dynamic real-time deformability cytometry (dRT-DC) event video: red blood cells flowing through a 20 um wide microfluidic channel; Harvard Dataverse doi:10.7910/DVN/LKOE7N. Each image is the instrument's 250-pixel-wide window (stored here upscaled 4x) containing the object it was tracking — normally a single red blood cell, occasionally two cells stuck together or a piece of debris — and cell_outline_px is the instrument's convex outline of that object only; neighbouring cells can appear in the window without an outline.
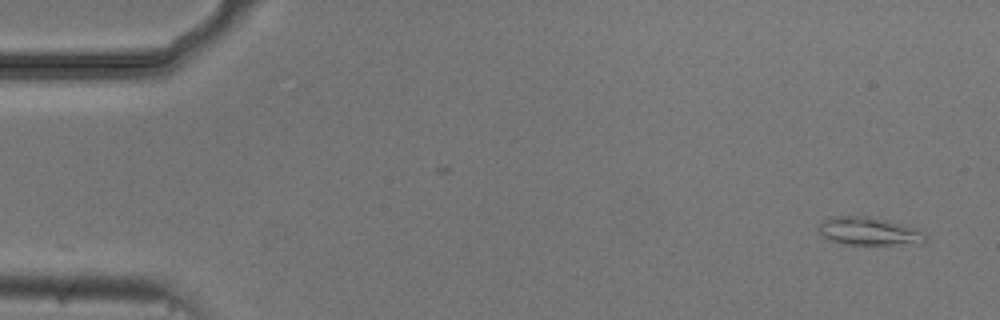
{"species": "common noctule bat (a hibernating species)", "species_latin": "Nyctalus noctula", "temperature_condition": "cold", "stored_images_in_passage": 18, "camera_frame_rate_fps": 3000, "um_per_image_px": 0.085, "animal": {"sex": "male", "body_mass_g": 20.5, "forearm_length_mm": 52.5}, "frame": {"image": 1, "passage_image": 1, "time_ms": 0.0, "image_size_px": [1000, 320], "cell_outline_px": [[928, 240], [924, 244], [848, 244], [832, 240], [824, 236], [820, 232], [820, 224], [824, 220], [836, 216], [868, 216], [888, 220], [904, 224], [916, 228], [924, 232], [928, 236]], "centroid_in_image_um": [73.99, 19.65], "position_along_channel_um": 11.0, "area_um2": 17.4}}
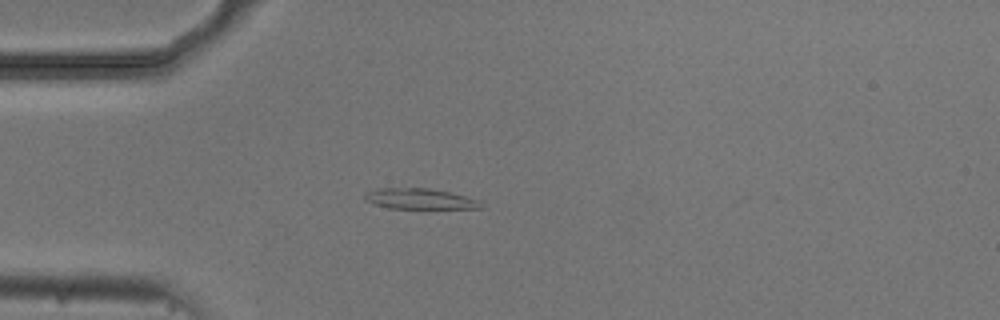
{"frame": {"image": 2, "passage_image": 13, "time_ms": 4.0, "image_size_px": [1000, 320], "cell_outline_px": [[484, 208], [388, 208], [364, 200], [364, 192], [376, 188], [428, 188], [448, 192], [480, 200]], "centroid_in_image_um": [35.64, 16.89], "position_along_channel_um": 49.4, "area_um2": 13.87}}
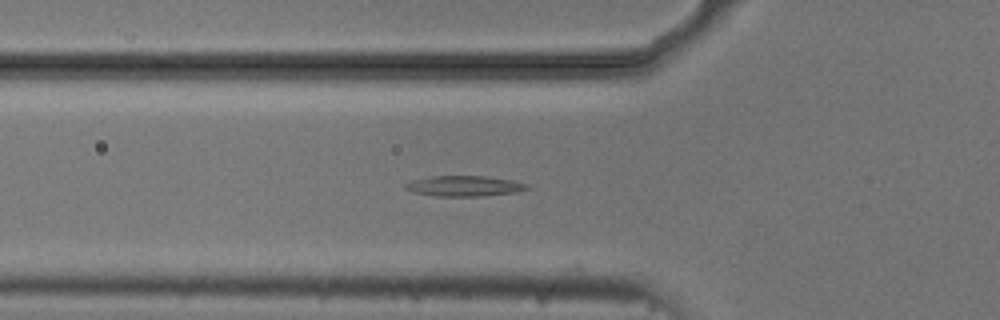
{"frame": {"image": 3, "passage_image": 17, "time_ms": 5.333, "image_size_px": [1000, 320], "cell_outline_px": [[532, 188], [516, 192], [480, 196], [436, 196], [412, 192], [404, 188], [404, 184], [412, 180], [432, 176], [484, 176], [512, 180], [528, 184]], "centroid_in_image_um": [39.46, 15.81], "position_along_channel_um": 86.3, "area_um2": 14.57}}